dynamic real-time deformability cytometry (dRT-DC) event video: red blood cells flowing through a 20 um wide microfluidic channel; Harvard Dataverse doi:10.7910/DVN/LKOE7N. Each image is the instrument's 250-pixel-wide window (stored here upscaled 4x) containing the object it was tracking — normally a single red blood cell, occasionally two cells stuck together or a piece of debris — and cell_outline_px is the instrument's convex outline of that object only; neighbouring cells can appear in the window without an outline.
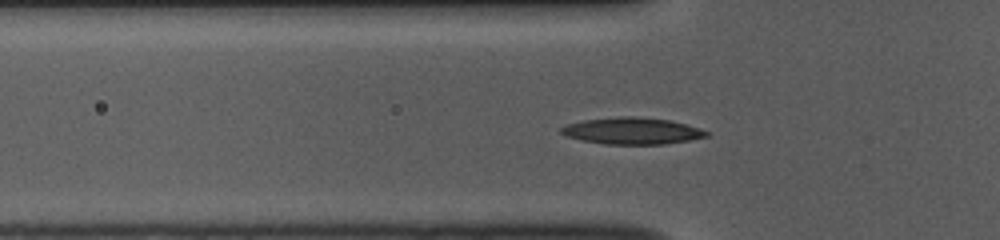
{"species": "common noctule bat (a hibernating species)", "species_latin": "Nyctalus noctula", "temperature_condition": "room temperature", "stored_images_in_passage": 52, "camera_frame_rate_fps": 3000, "um_per_image_px": 0.085, "animal": {"sex": "female", "body_mass_g": 10.0, "forearm_length_mm": 53.1}, "frame": {"image": 1, "passage_image": 16, "time_ms": 5.0, "image_size_px": [1000, 240], "cell_outline_px": [[708, 136], [688, 140], [664, 144], [604, 144], [580, 140], [564, 136], [560, 132], [560, 128], [568, 124], [584, 120], [620, 116], [632, 116], [668, 120], [700, 128], [708, 132]], "centroid_in_image_um": [53.68, 11.13], "position_along_channel_um": 72.1, "area_um2": 22.43}}
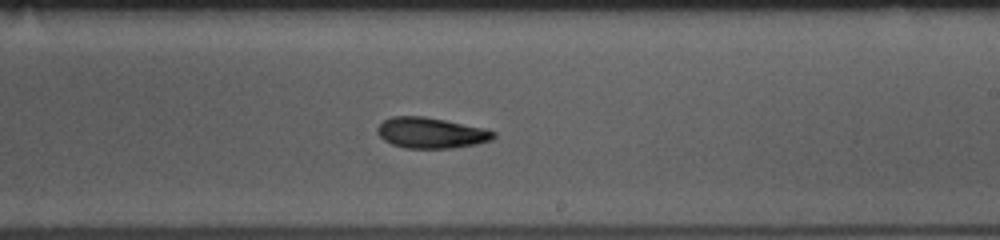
{"frame": {"image": 2, "passage_image": 30, "time_ms": 9.667, "image_size_px": [1000, 240], "cell_outline_px": [[496, 136], [492, 140], [476, 144], [452, 148], [404, 148], [392, 144], [384, 140], [376, 132], [376, 128], [384, 120], [392, 116], [424, 116], [484, 128], [496, 132]], "centroid_in_image_um": [36.63, 11.29], "position_along_channel_um": 252.4, "area_um2": 20.81}}
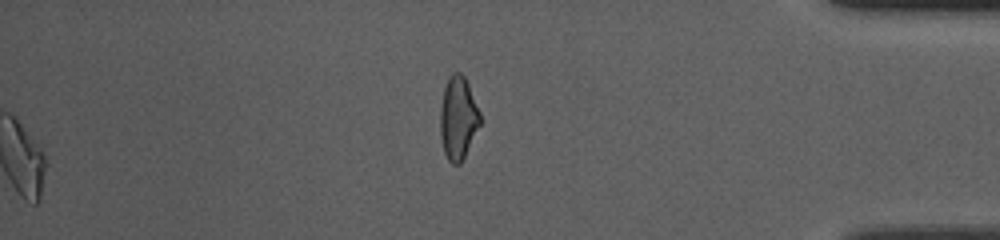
{"frame": {"image": 3, "passage_image": 52, "time_ms": 17.0, "image_size_px": [1000, 240], "cell_outline_px": [[480, 124], [460, 164], [452, 164], [448, 160], [444, 152], [440, 136], [440, 104], [444, 88], [448, 76], [452, 72], [460, 72], [464, 76], [468, 84], [480, 112]], "centroid_in_image_um": [38.91, 10.0], "position_along_channel_um": 396.3, "area_um2": 19.25}, "authors_computed_cell_mechanics": {"area_um2": 20.6635, "velocity_mm_per_s": 3.8517, "shape_relaxation_time_tau1_ms": 4.5924, "shape_relaxation_time_tau2_ms": 5.7028, "deformation_change_tau1": 0.1368, "deformation_change_tau2": 0.1305}}